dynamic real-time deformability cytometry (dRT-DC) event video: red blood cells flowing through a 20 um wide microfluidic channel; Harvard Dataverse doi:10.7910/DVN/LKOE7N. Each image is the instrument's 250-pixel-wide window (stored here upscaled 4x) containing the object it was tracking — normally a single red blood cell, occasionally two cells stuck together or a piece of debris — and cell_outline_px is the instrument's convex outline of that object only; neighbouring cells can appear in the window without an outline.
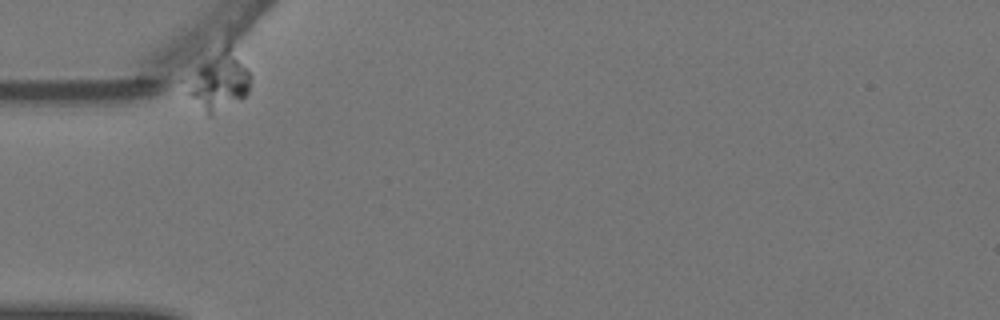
{"species": "Egyptian fruit bat (a non-hibernating species)", "species_latin": "Rousettus aegyptiacus", "temperature_condition": "warm", "stored_images_in_passage": 8, "camera_frame_rate_fps": 3000, "um_per_image_px": 0.085, "animal": {"sex": "female"}, "frame": {"image": 1, "passage_image": 1, "time_ms": 0.0, "image_size_px": [1000, 320], "cell_outline_px": [[252, 76], [248, 92], [240, 100], [212, 116], [208, 116], [188, 96], [188, 84], [200, 68], [228, 40], [248, 68]], "centroid_in_image_um": [18.72, 6.91], "position_along_channel_um": 66.3, "area_um2": 21.1}}
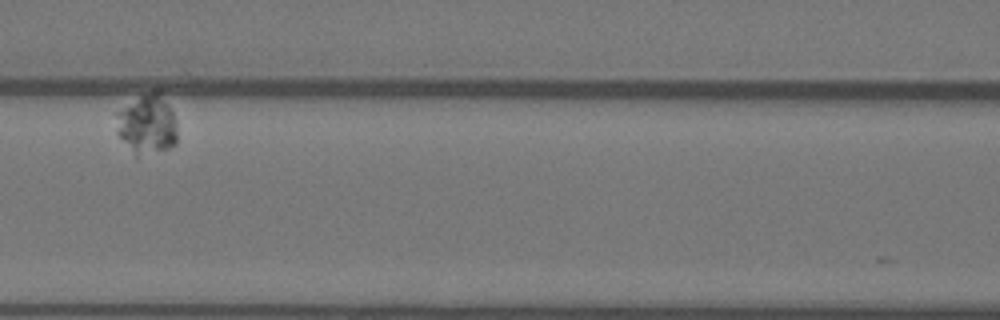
{"frame": {"image": 2, "passage_image": 4, "time_ms": 1.0, "image_size_px": [1000, 320], "cell_outline_px": [[176, 144], [168, 148], [136, 160], [116, 132], [116, 112], [140, 96], [156, 88], [160, 88], [176, 120]], "centroid_in_image_um": [12.49, 10.6], "position_along_channel_um": 154.1, "area_um2": 21.91}}
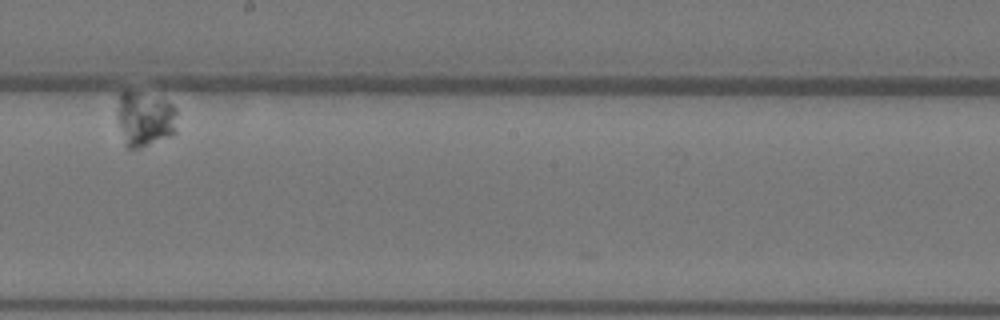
{"frame": {"image": 3, "passage_image": 7, "time_ms": 2.0, "image_size_px": [1000, 320], "cell_outline_px": [[176, 132], [168, 136], [148, 144], [136, 148], [128, 148], [124, 144], [116, 116], [116, 112], [120, 92], [140, 92], [172, 104], [176, 108]], "centroid_in_image_um": [12.27, 10.11], "position_along_channel_um": 235.9, "area_um2": 18.96}}